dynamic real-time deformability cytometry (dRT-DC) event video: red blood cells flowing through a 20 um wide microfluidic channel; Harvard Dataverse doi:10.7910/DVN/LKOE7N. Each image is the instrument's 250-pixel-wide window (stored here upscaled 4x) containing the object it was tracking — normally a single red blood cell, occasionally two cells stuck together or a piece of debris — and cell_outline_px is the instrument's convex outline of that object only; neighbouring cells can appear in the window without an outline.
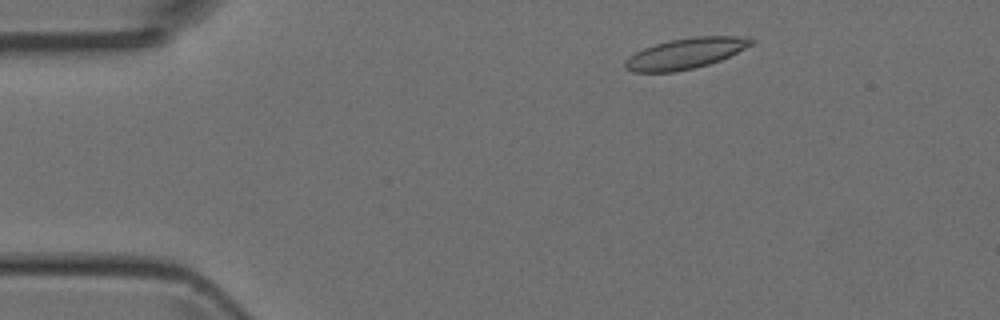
{"species": "Egyptian fruit bat (a non-hibernating species)", "species_latin": "Rousettus aegyptiacus", "temperature_condition": "room temperature", "stored_images_in_passage": 3, "camera_frame_rate_fps": 3000, "um_per_image_px": 0.085, "animal": {"sex": "female"}, "frame": {"image": 1, "passage_image": 1, "time_ms": 0.0, "image_size_px": [1000, 320], "cell_outline_px": [[756, 40], [752, 44], [720, 60], [708, 64], [676, 72], [632, 72], [624, 68], [624, 60], [636, 52], [644, 48], [656, 44], [672, 40], [696, 36], [740, 36]], "centroid_in_image_um": [58.23, 4.55], "position_along_channel_um": 26.8, "area_um2": 22.25}}
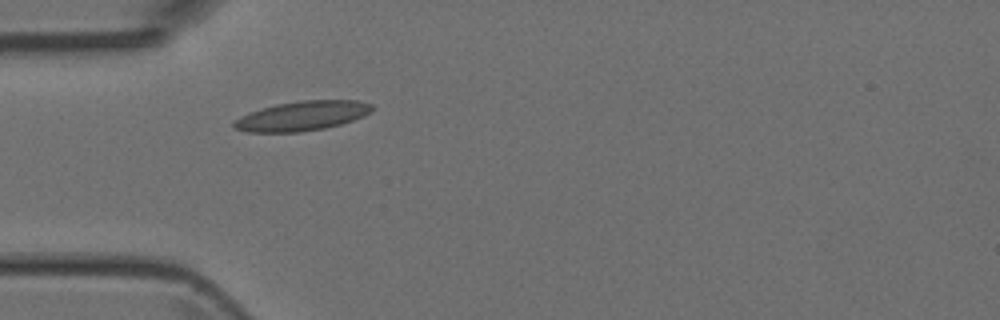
{"frame": {"image": 2, "passage_image": 3, "time_ms": 2.333, "image_size_px": [1000, 320], "cell_outline_px": [[372, 112], [364, 116], [340, 124], [324, 128], [300, 132], [248, 132], [232, 128], [232, 120], [240, 116], [276, 104], [300, 100], [360, 100], [372, 104]], "centroid_in_image_um": [25.67, 9.85], "position_along_channel_um": 59.3, "area_um2": 23.81}}